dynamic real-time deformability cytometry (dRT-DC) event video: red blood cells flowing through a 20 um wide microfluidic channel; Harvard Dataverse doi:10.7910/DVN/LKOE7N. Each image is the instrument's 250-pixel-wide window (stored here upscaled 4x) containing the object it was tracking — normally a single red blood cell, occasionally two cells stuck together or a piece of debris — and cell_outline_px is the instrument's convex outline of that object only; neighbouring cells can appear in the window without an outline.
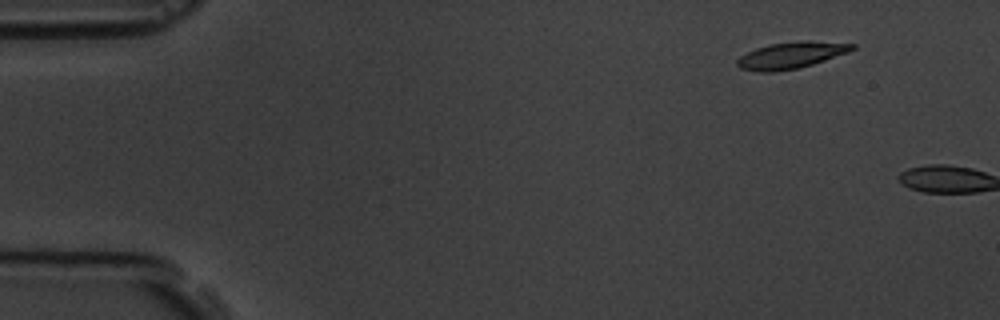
{"species": "common noctule bat (a hibernating species)", "species_latin": "Nyctalus noctula", "temperature_condition": "room temperature", "stored_images_in_passage": 3, "camera_frame_rate_fps": 3000, "um_per_image_px": 0.085, "animal": {"sex": "male", "body_mass_g": 19.5, "forearm_length_mm": 54.6}, "frame": {"image": 1, "passage_image": 2, "time_ms": 1.0, "image_size_px": [1000, 320], "cell_outline_px": [[856, 48], [848, 52], [812, 64], [796, 68], [772, 72], [760, 72], [740, 68], [736, 64], [736, 60], [740, 56], [756, 48], [772, 44], [804, 40], [808, 40], [856, 44]], "centroid_in_image_um": [67.24, 4.69], "position_along_channel_um": 17.8, "area_um2": 17.57}}